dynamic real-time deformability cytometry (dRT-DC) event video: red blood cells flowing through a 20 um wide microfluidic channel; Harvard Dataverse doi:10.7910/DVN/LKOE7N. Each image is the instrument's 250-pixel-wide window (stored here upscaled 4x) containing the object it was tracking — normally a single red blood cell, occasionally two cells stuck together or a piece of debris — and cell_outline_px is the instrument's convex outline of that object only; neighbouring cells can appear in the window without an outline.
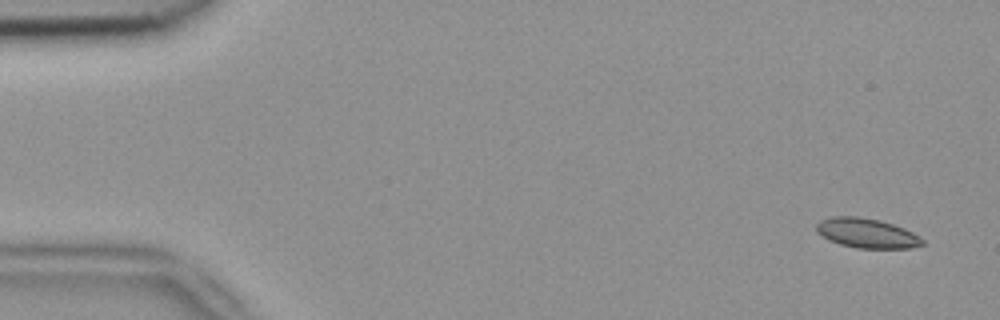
{"species": "common noctule bat (a hibernating species)", "species_latin": "Nyctalus noctula", "temperature_condition": "room temperature", "stored_images_in_passage": 6, "camera_frame_rate_fps": 3000, "um_per_image_px": 0.085, "animal": {"sex": "female", "body_mass_g": 18.4}, "frame": {"image": 1, "passage_image": 1, "time_ms": 0.0, "image_size_px": [1000, 320], "cell_outline_px": [[924, 244], [912, 248], [856, 248], [840, 244], [828, 240], [816, 232], [816, 224], [820, 220], [832, 216], [856, 216], [880, 220], [904, 228], [920, 236], [924, 240]], "centroid_in_image_um": [73.66, 19.82], "position_along_channel_um": 11.3, "area_um2": 18.44}}
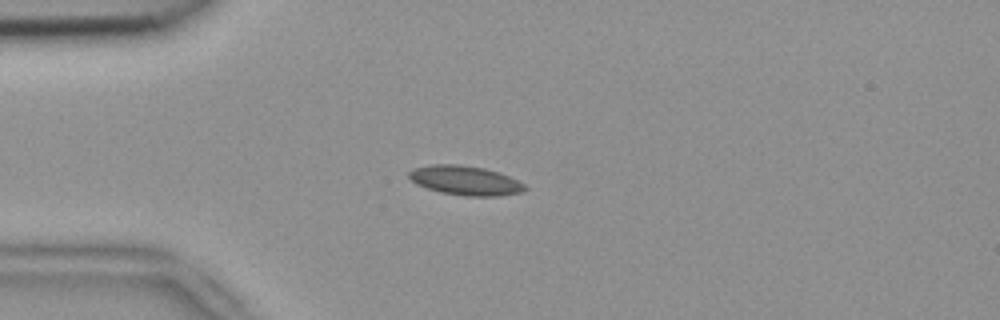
{"frame": {"image": 2, "passage_image": 4, "time_ms": 1.0, "image_size_px": [1000, 320], "cell_outline_px": [[528, 188], [524, 192], [500, 196], [464, 196], [440, 192], [416, 184], [408, 176], [408, 172], [412, 168], [428, 164], [460, 164], [484, 168], [500, 172], [524, 184]], "centroid_in_image_um": [39.54, 15.33], "position_along_channel_um": 45.5, "area_um2": 20.06}}